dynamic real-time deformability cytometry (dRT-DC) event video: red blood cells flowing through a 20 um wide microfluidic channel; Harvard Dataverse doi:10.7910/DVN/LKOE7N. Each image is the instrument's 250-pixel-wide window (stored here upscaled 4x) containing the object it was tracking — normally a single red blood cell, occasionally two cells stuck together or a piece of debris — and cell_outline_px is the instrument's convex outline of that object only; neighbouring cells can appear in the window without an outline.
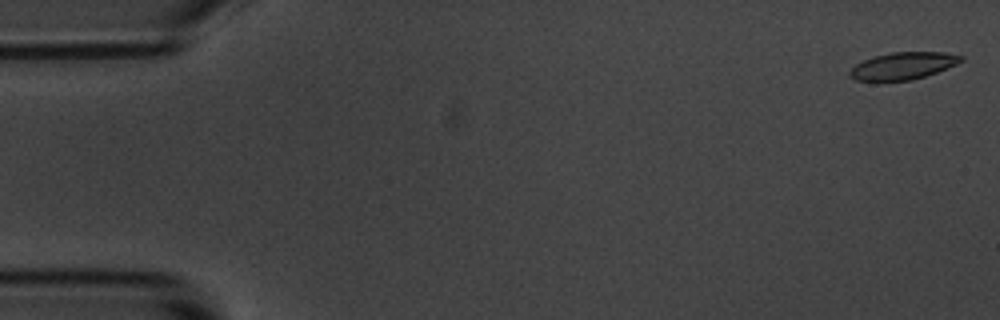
{"species": "common noctule bat (a hibernating species)", "species_latin": "Nyctalus noctula", "temperature_condition": "room temperature", "stored_images_in_passage": 15, "camera_frame_rate_fps": 3000, "um_per_image_px": 0.085, "animal": {"sex": "male", "body_mass_g": 20.1, "forearm_length_mm": 53.5}, "frame": {"image": 1, "passage_image": 1, "time_ms": 0.0, "image_size_px": [1000, 320], "cell_outline_px": [[964, 60], [956, 64], [936, 72], [924, 76], [908, 80], [856, 80], [848, 76], [848, 72], [856, 64], [872, 56], [892, 52], [944, 52], [964, 56]], "centroid_in_image_um": [76.75, 5.58], "position_along_channel_um": 8.3, "area_um2": 17.4}}